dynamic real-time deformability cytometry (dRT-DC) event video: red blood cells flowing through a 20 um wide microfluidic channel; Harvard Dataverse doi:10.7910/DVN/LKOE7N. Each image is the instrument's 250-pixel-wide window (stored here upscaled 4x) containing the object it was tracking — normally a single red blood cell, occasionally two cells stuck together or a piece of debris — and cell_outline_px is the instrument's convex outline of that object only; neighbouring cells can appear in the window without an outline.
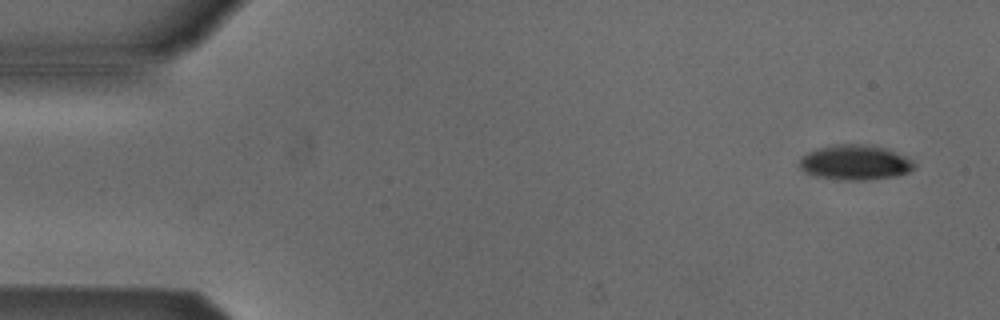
{"species": "Egyptian fruit bat (a non-hibernating species)", "species_latin": "Rousettus aegyptiacus", "temperature_condition": "cold", "stored_images_in_passage": 5, "camera_frame_rate_fps": 3000, "um_per_image_px": 0.085, "animal": {"sex": "male"}, "frame": {"image": 1, "passage_image": 1, "time_ms": 0.0, "image_size_px": [1000, 320], "cell_outline_px": [[916, 168], [908, 172], [896, 176], [864, 180], [836, 180], [816, 176], [804, 172], [796, 164], [800, 156], [816, 148], [836, 144], [864, 144], [884, 148], [904, 156], [912, 160], [916, 164]], "centroid_in_image_um": [72.62, 13.81], "position_along_channel_um": 12.4, "area_um2": 23.7}}
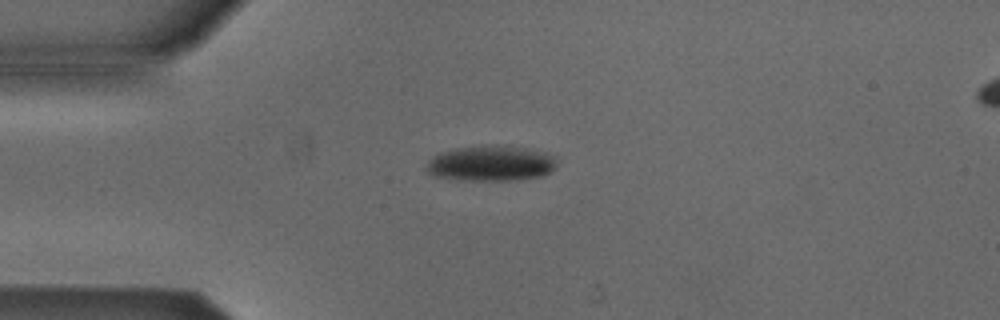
{"frame": {"image": 2, "passage_image": 3, "time_ms": 3.333, "image_size_px": [1000, 320], "cell_outline_px": [[556, 164], [552, 172], [540, 176], [508, 180], [468, 180], [432, 176], [424, 168], [428, 160], [432, 156], [440, 152], [456, 148], [496, 144], [524, 148], [544, 152], [556, 156]], "centroid_in_image_um": [41.7, 13.87], "position_along_channel_um": 43.3, "area_um2": 27.05}}
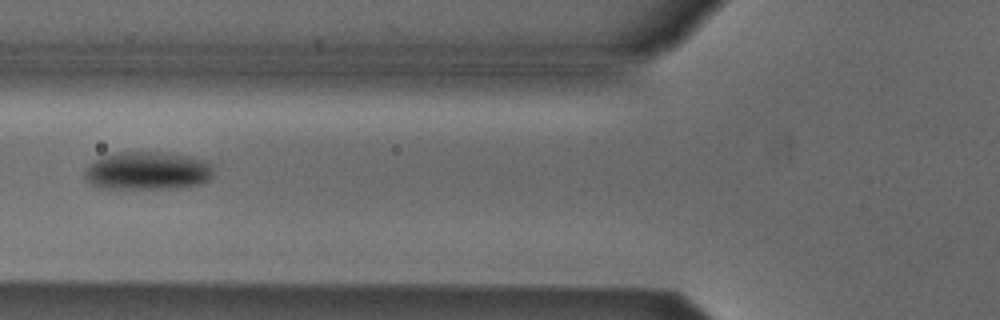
{"frame": {"image": 3, "passage_image": 5, "time_ms": 5.667, "image_size_px": [1000, 320], "cell_outline_px": [[212, 176], [208, 180], [200, 184], [172, 188], [104, 188], [92, 184], [84, 176], [84, 172], [96, 160], [104, 156], [120, 152], [156, 152], [188, 156], [204, 160], [212, 164]], "centroid_in_image_um": [12.57, 14.52], "position_along_channel_um": 113.2, "area_um2": 28.09}}